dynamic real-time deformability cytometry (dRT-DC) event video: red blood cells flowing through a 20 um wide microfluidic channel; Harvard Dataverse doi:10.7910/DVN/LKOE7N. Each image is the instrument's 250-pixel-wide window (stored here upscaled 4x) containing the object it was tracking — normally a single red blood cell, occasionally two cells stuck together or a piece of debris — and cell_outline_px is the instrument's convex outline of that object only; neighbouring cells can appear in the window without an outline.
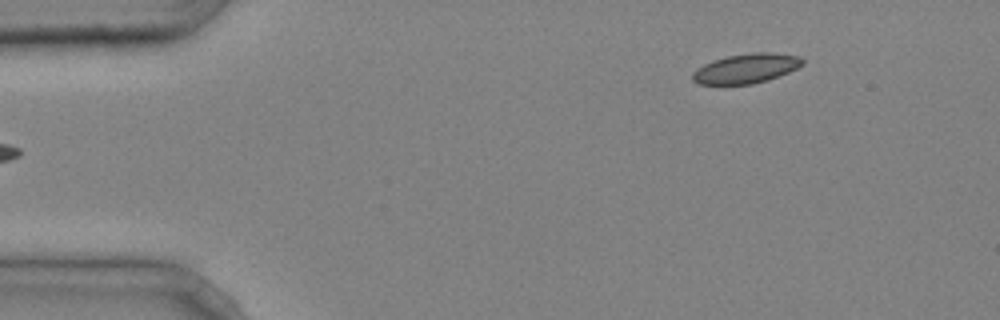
{"species": "common noctule bat (a hibernating species)", "species_latin": "Nyctalus noctula", "temperature_condition": "cold", "stored_images_in_passage": 3, "camera_frame_rate_fps": 3000, "um_per_image_px": 0.085, "animal": {"sex": "male", "body_mass_g": 20.4}, "frame": {"image": 1, "passage_image": 3, "time_ms": 0.667, "image_size_px": [1000, 320], "cell_outline_px": [[804, 64], [788, 72], [768, 80], [752, 84], [700, 84], [692, 80], [692, 72], [696, 68], [712, 60], [728, 56], [752, 52], [772, 52], [800, 56], [804, 60]], "centroid_in_image_um": [63.42, 5.81], "position_along_channel_um": 21.6, "area_um2": 19.02}}